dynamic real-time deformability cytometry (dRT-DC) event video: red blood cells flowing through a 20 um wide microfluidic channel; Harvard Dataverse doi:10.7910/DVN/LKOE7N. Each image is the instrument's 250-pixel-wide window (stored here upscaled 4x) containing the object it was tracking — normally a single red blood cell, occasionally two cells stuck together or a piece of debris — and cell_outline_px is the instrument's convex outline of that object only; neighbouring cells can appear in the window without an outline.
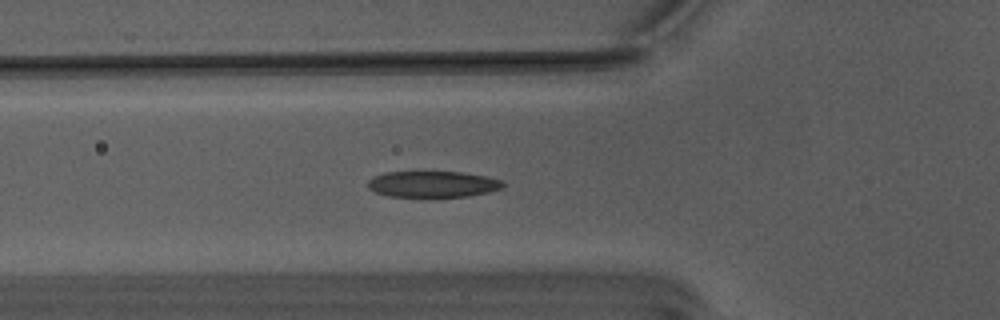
{"species": "Egyptian fruit bat (a non-hibernating species)", "species_latin": "Rousettus aegyptiacus", "temperature_condition": "warm", "stored_images_in_passage": 8, "camera_frame_rate_fps": 3000, "um_per_image_px": 0.085, "animal": {"sex": "male"}, "frame": {"image": 1, "passage_image": 3, "time_ms": 0.667, "image_size_px": [1000, 320], "cell_outline_px": [[504, 184], [500, 188], [488, 192], [468, 196], [424, 200], [420, 200], [388, 196], [376, 192], [368, 188], [368, 180], [372, 176], [388, 172], [460, 172], [484, 176], [504, 180]], "centroid_in_image_um": [36.73, 15.71], "position_along_channel_um": 89.1, "area_um2": 21.56}}